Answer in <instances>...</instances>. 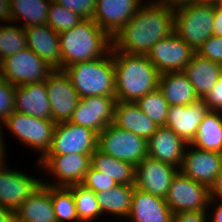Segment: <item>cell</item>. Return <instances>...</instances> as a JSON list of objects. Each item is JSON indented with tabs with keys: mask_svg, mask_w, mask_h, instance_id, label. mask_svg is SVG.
I'll return each instance as SVG.
<instances>
[{
	"mask_svg": "<svg viewBox=\"0 0 222 222\" xmlns=\"http://www.w3.org/2000/svg\"><path fill=\"white\" fill-rule=\"evenodd\" d=\"M174 32V8L148 2L112 38V50L147 55L158 41Z\"/></svg>",
	"mask_w": 222,
	"mask_h": 222,
	"instance_id": "obj_1",
	"label": "cell"
},
{
	"mask_svg": "<svg viewBox=\"0 0 222 222\" xmlns=\"http://www.w3.org/2000/svg\"><path fill=\"white\" fill-rule=\"evenodd\" d=\"M113 63L117 101L136 102L158 88L160 73L147 55L113 50Z\"/></svg>",
	"mask_w": 222,
	"mask_h": 222,
	"instance_id": "obj_2",
	"label": "cell"
},
{
	"mask_svg": "<svg viewBox=\"0 0 222 222\" xmlns=\"http://www.w3.org/2000/svg\"><path fill=\"white\" fill-rule=\"evenodd\" d=\"M62 70L76 63L105 56L112 38L93 19H82L70 30L59 33Z\"/></svg>",
	"mask_w": 222,
	"mask_h": 222,
	"instance_id": "obj_3",
	"label": "cell"
},
{
	"mask_svg": "<svg viewBox=\"0 0 222 222\" xmlns=\"http://www.w3.org/2000/svg\"><path fill=\"white\" fill-rule=\"evenodd\" d=\"M79 98L88 96L115 97L113 50L105 56L84 61L64 69Z\"/></svg>",
	"mask_w": 222,
	"mask_h": 222,
	"instance_id": "obj_4",
	"label": "cell"
},
{
	"mask_svg": "<svg viewBox=\"0 0 222 222\" xmlns=\"http://www.w3.org/2000/svg\"><path fill=\"white\" fill-rule=\"evenodd\" d=\"M215 3H187L174 8V32L195 52L213 36Z\"/></svg>",
	"mask_w": 222,
	"mask_h": 222,
	"instance_id": "obj_5",
	"label": "cell"
},
{
	"mask_svg": "<svg viewBox=\"0 0 222 222\" xmlns=\"http://www.w3.org/2000/svg\"><path fill=\"white\" fill-rule=\"evenodd\" d=\"M97 149L137 166L148 156L147 140L113 123L98 134Z\"/></svg>",
	"mask_w": 222,
	"mask_h": 222,
	"instance_id": "obj_6",
	"label": "cell"
},
{
	"mask_svg": "<svg viewBox=\"0 0 222 222\" xmlns=\"http://www.w3.org/2000/svg\"><path fill=\"white\" fill-rule=\"evenodd\" d=\"M12 131L23 144L36 149L42 159L52 146L56 123L49 119H40L25 113L12 112L2 123Z\"/></svg>",
	"mask_w": 222,
	"mask_h": 222,
	"instance_id": "obj_7",
	"label": "cell"
},
{
	"mask_svg": "<svg viewBox=\"0 0 222 222\" xmlns=\"http://www.w3.org/2000/svg\"><path fill=\"white\" fill-rule=\"evenodd\" d=\"M55 69L30 48L1 61L0 76L14 86L46 81Z\"/></svg>",
	"mask_w": 222,
	"mask_h": 222,
	"instance_id": "obj_8",
	"label": "cell"
},
{
	"mask_svg": "<svg viewBox=\"0 0 222 222\" xmlns=\"http://www.w3.org/2000/svg\"><path fill=\"white\" fill-rule=\"evenodd\" d=\"M165 200L173 214L207 210L209 188L178 171L171 181Z\"/></svg>",
	"mask_w": 222,
	"mask_h": 222,
	"instance_id": "obj_9",
	"label": "cell"
},
{
	"mask_svg": "<svg viewBox=\"0 0 222 222\" xmlns=\"http://www.w3.org/2000/svg\"><path fill=\"white\" fill-rule=\"evenodd\" d=\"M91 155L77 153L45 155L38 160L37 164L41 165L49 174H53L59 182H52L50 184L43 180V184L54 187H68L74 184H81L91 167Z\"/></svg>",
	"mask_w": 222,
	"mask_h": 222,
	"instance_id": "obj_10",
	"label": "cell"
},
{
	"mask_svg": "<svg viewBox=\"0 0 222 222\" xmlns=\"http://www.w3.org/2000/svg\"><path fill=\"white\" fill-rule=\"evenodd\" d=\"M98 134L90 128L70 121L56 123L52 146L46 155L93 154Z\"/></svg>",
	"mask_w": 222,
	"mask_h": 222,
	"instance_id": "obj_11",
	"label": "cell"
},
{
	"mask_svg": "<svg viewBox=\"0 0 222 222\" xmlns=\"http://www.w3.org/2000/svg\"><path fill=\"white\" fill-rule=\"evenodd\" d=\"M195 51L175 32L156 42L147 54L158 72L183 71L189 64Z\"/></svg>",
	"mask_w": 222,
	"mask_h": 222,
	"instance_id": "obj_12",
	"label": "cell"
},
{
	"mask_svg": "<svg viewBox=\"0 0 222 222\" xmlns=\"http://www.w3.org/2000/svg\"><path fill=\"white\" fill-rule=\"evenodd\" d=\"M47 94L55 123L69 121L80 100L69 76L55 69L46 79Z\"/></svg>",
	"mask_w": 222,
	"mask_h": 222,
	"instance_id": "obj_13",
	"label": "cell"
},
{
	"mask_svg": "<svg viewBox=\"0 0 222 222\" xmlns=\"http://www.w3.org/2000/svg\"><path fill=\"white\" fill-rule=\"evenodd\" d=\"M116 97L88 96L80 99L70 122L99 134L113 123Z\"/></svg>",
	"mask_w": 222,
	"mask_h": 222,
	"instance_id": "obj_14",
	"label": "cell"
},
{
	"mask_svg": "<svg viewBox=\"0 0 222 222\" xmlns=\"http://www.w3.org/2000/svg\"><path fill=\"white\" fill-rule=\"evenodd\" d=\"M0 166V205L16 211L43 184L25 173Z\"/></svg>",
	"mask_w": 222,
	"mask_h": 222,
	"instance_id": "obj_15",
	"label": "cell"
},
{
	"mask_svg": "<svg viewBox=\"0 0 222 222\" xmlns=\"http://www.w3.org/2000/svg\"><path fill=\"white\" fill-rule=\"evenodd\" d=\"M187 147L189 150L185 149L179 171L186 177L210 188L222 170V153L202 150L190 144Z\"/></svg>",
	"mask_w": 222,
	"mask_h": 222,
	"instance_id": "obj_16",
	"label": "cell"
},
{
	"mask_svg": "<svg viewBox=\"0 0 222 222\" xmlns=\"http://www.w3.org/2000/svg\"><path fill=\"white\" fill-rule=\"evenodd\" d=\"M178 171V168L170 164L147 156L136 166L135 187L165 198Z\"/></svg>",
	"mask_w": 222,
	"mask_h": 222,
	"instance_id": "obj_17",
	"label": "cell"
},
{
	"mask_svg": "<svg viewBox=\"0 0 222 222\" xmlns=\"http://www.w3.org/2000/svg\"><path fill=\"white\" fill-rule=\"evenodd\" d=\"M142 0H96L93 20L111 38L138 12Z\"/></svg>",
	"mask_w": 222,
	"mask_h": 222,
	"instance_id": "obj_18",
	"label": "cell"
},
{
	"mask_svg": "<svg viewBox=\"0 0 222 222\" xmlns=\"http://www.w3.org/2000/svg\"><path fill=\"white\" fill-rule=\"evenodd\" d=\"M208 110L203 99L188 105L169 106L165 126L170 128L187 144H190Z\"/></svg>",
	"mask_w": 222,
	"mask_h": 222,
	"instance_id": "obj_19",
	"label": "cell"
},
{
	"mask_svg": "<svg viewBox=\"0 0 222 222\" xmlns=\"http://www.w3.org/2000/svg\"><path fill=\"white\" fill-rule=\"evenodd\" d=\"M148 157L180 169L187 143L166 126H158L147 140Z\"/></svg>",
	"mask_w": 222,
	"mask_h": 222,
	"instance_id": "obj_20",
	"label": "cell"
},
{
	"mask_svg": "<svg viewBox=\"0 0 222 222\" xmlns=\"http://www.w3.org/2000/svg\"><path fill=\"white\" fill-rule=\"evenodd\" d=\"M27 47L54 69L62 70L59 34L48 24L24 28Z\"/></svg>",
	"mask_w": 222,
	"mask_h": 222,
	"instance_id": "obj_21",
	"label": "cell"
},
{
	"mask_svg": "<svg viewBox=\"0 0 222 222\" xmlns=\"http://www.w3.org/2000/svg\"><path fill=\"white\" fill-rule=\"evenodd\" d=\"M14 108L18 113H25L40 119L52 120V112L45 81L15 86Z\"/></svg>",
	"mask_w": 222,
	"mask_h": 222,
	"instance_id": "obj_22",
	"label": "cell"
},
{
	"mask_svg": "<svg viewBox=\"0 0 222 222\" xmlns=\"http://www.w3.org/2000/svg\"><path fill=\"white\" fill-rule=\"evenodd\" d=\"M128 218L132 222H172L173 212L165 198L135 187Z\"/></svg>",
	"mask_w": 222,
	"mask_h": 222,
	"instance_id": "obj_23",
	"label": "cell"
},
{
	"mask_svg": "<svg viewBox=\"0 0 222 222\" xmlns=\"http://www.w3.org/2000/svg\"><path fill=\"white\" fill-rule=\"evenodd\" d=\"M183 72L192 83L198 98L204 99L222 74V64L204 58L195 52Z\"/></svg>",
	"mask_w": 222,
	"mask_h": 222,
	"instance_id": "obj_24",
	"label": "cell"
},
{
	"mask_svg": "<svg viewBox=\"0 0 222 222\" xmlns=\"http://www.w3.org/2000/svg\"><path fill=\"white\" fill-rule=\"evenodd\" d=\"M113 124L148 140L158 126L140 110L136 102L116 101Z\"/></svg>",
	"mask_w": 222,
	"mask_h": 222,
	"instance_id": "obj_25",
	"label": "cell"
},
{
	"mask_svg": "<svg viewBox=\"0 0 222 222\" xmlns=\"http://www.w3.org/2000/svg\"><path fill=\"white\" fill-rule=\"evenodd\" d=\"M16 222H57L51 201V186L42 184L15 211Z\"/></svg>",
	"mask_w": 222,
	"mask_h": 222,
	"instance_id": "obj_26",
	"label": "cell"
},
{
	"mask_svg": "<svg viewBox=\"0 0 222 222\" xmlns=\"http://www.w3.org/2000/svg\"><path fill=\"white\" fill-rule=\"evenodd\" d=\"M158 89L169 106L188 105L199 100L192 83L183 71L161 73Z\"/></svg>",
	"mask_w": 222,
	"mask_h": 222,
	"instance_id": "obj_27",
	"label": "cell"
},
{
	"mask_svg": "<svg viewBox=\"0 0 222 222\" xmlns=\"http://www.w3.org/2000/svg\"><path fill=\"white\" fill-rule=\"evenodd\" d=\"M190 145L222 153V111L208 110Z\"/></svg>",
	"mask_w": 222,
	"mask_h": 222,
	"instance_id": "obj_28",
	"label": "cell"
},
{
	"mask_svg": "<svg viewBox=\"0 0 222 222\" xmlns=\"http://www.w3.org/2000/svg\"><path fill=\"white\" fill-rule=\"evenodd\" d=\"M91 166L103 172L117 184L135 185L136 166L102 153L96 149L91 155Z\"/></svg>",
	"mask_w": 222,
	"mask_h": 222,
	"instance_id": "obj_29",
	"label": "cell"
},
{
	"mask_svg": "<svg viewBox=\"0 0 222 222\" xmlns=\"http://www.w3.org/2000/svg\"><path fill=\"white\" fill-rule=\"evenodd\" d=\"M135 185L117 184L116 186L99 193L97 201L102 214H114L127 217L131 211L132 195Z\"/></svg>",
	"mask_w": 222,
	"mask_h": 222,
	"instance_id": "obj_30",
	"label": "cell"
},
{
	"mask_svg": "<svg viewBox=\"0 0 222 222\" xmlns=\"http://www.w3.org/2000/svg\"><path fill=\"white\" fill-rule=\"evenodd\" d=\"M12 23L25 20L22 27L45 25L51 0H10Z\"/></svg>",
	"mask_w": 222,
	"mask_h": 222,
	"instance_id": "obj_31",
	"label": "cell"
},
{
	"mask_svg": "<svg viewBox=\"0 0 222 222\" xmlns=\"http://www.w3.org/2000/svg\"><path fill=\"white\" fill-rule=\"evenodd\" d=\"M68 188L74 197L79 222H92L95 221L96 217L102 215L94 191L86 188L83 184L70 185Z\"/></svg>",
	"mask_w": 222,
	"mask_h": 222,
	"instance_id": "obj_32",
	"label": "cell"
},
{
	"mask_svg": "<svg viewBox=\"0 0 222 222\" xmlns=\"http://www.w3.org/2000/svg\"><path fill=\"white\" fill-rule=\"evenodd\" d=\"M136 104L157 126H165L169 105L158 88L142 96Z\"/></svg>",
	"mask_w": 222,
	"mask_h": 222,
	"instance_id": "obj_33",
	"label": "cell"
},
{
	"mask_svg": "<svg viewBox=\"0 0 222 222\" xmlns=\"http://www.w3.org/2000/svg\"><path fill=\"white\" fill-rule=\"evenodd\" d=\"M25 48L27 41L22 26L0 25V62Z\"/></svg>",
	"mask_w": 222,
	"mask_h": 222,
	"instance_id": "obj_34",
	"label": "cell"
},
{
	"mask_svg": "<svg viewBox=\"0 0 222 222\" xmlns=\"http://www.w3.org/2000/svg\"><path fill=\"white\" fill-rule=\"evenodd\" d=\"M51 201L54 207L57 222H79L74 197L68 187L51 186Z\"/></svg>",
	"mask_w": 222,
	"mask_h": 222,
	"instance_id": "obj_35",
	"label": "cell"
},
{
	"mask_svg": "<svg viewBox=\"0 0 222 222\" xmlns=\"http://www.w3.org/2000/svg\"><path fill=\"white\" fill-rule=\"evenodd\" d=\"M83 18L74 11L64 8L62 5L51 0L48 9L47 24L58 34L70 30L76 26Z\"/></svg>",
	"mask_w": 222,
	"mask_h": 222,
	"instance_id": "obj_36",
	"label": "cell"
},
{
	"mask_svg": "<svg viewBox=\"0 0 222 222\" xmlns=\"http://www.w3.org/2000/svg\"><path fill=\"white\" fill-rule=\"evenodd\" d=\"M81 184L95 193L106 191L117 185L113 179L103 172L94 169L92 166L89 168Z\"/></svg>",
	"mask_w": 222,
	"mask_h": 222,
	"instance_id": "obj_37",
	"label": "cell"
},
{
	"mask_svg": "<svg viewBox=\"0 0 222 222\" xmlns=\"http://www.w3.org/2000/svg\"><path fill=\"white\" fill-rule=\"evenodd\" d=\"M15 86L8 83L0 76V123L15 111L14 108Z\"/></svg>",
	"mask_w": 222,
	"mask_h": 222,
	"instance_id": "obj_38",
	"label": "cell"
},
{
	"mask_svg": "<svg viewBox=\"0 0 222 222\" xmlns=\"http://www.w3.org/2000/svg\"><path fill=\"white\" fill-rule=\"evenodd\" d=\"M77 13L83 19H93L96 0H53Z\"/></svg>",
	"mask_w": 222,
	"mask_h": 222,
	"instance_id": "obj_39",
	"label": "cell"
},
{
	"mask_svg": "<svg viewBox=\"0 0 222 222\" xmlns=\"http://www.w3.org/2000/svg\"><path fill=\"white\" fill-rule=\"evenodd\" d=\"M200 56L222 64V37H209L196 52Z\"/></svg>",
	"mask_w": 222,
	"mask_h": 222,
	"instance_id": "obj_40",
	"label": "cell"
},
{
	"mask_svg": "<svg viewBox=\"0 0 222 222\" xmlns=\"http://www.w3.org/2000/svg\"><path fill=\"white\" fill-rule=\"evenodd\" d=\"M203 100L209 110L222 111V74L218 78L216 85Z\"/></svg>",
	"mask_w": 222,
	"mask_h": 222,
	"instance_id": "obj_41",
	"label": "cell"
},
{
	"mask_svg": "<svg viewBox=\"0 0 222 222\" xmlns=\"http://www.w3.org/2000/svg\"><path fill=\"white\" fill-rule=\"evenodd\" d=\"M206 210L190 211L173 214L172 222H207Z\"/></svg>",
	"mask_w": 222,
	"mask_h": 222,
	"instance_id": "obj_42",
	"label": "cell"
},
{
	"mask_svg": "<svg viewBox=\"0 0 222 222\" xmlns=\"http://www.w3.org/2000/svg\"><path fill=\"white\" fill-rule=\"evenodd\" d=\"M210 200L222 201V170L209 188ZM219 199V200H218Z\"/></svg>",
	"mask_w": 222,
	"mask_h": 222,
	"instance_id": "obj_43",
	"label": "cell"
},
{
	"mask_svg": "<svg viewBox=\"0 0 222 222\" xmlns=\"http://www.w3.org/2000/svg\"><path fill=\"white\" fill-rule=\"evenodd\" d=\"M213 35L222 37V7L215 3Z\"/></svg>",
	"mask_w": 222,
	"mask_h": 222,
	"instance_id": "obj_44",
	"label": "cell"
},
{
	"mask_svg": "<svg viewBox=\"0 0 222 222\" xmlns=\"http://www.w3.org/2000/svg\"><path fill=\"white\" fill-rule=\"evenodd\" d=\"M0 21L7 23L12 21L10 0H0Z\"/></svg>",
	"mask_w": 222,
	"mask_h": 222,
	"instance_id": "obj_45",
	"label": "cell"
},
{
	"mask_svg": "<svg viewBox=\"0 0 222 222\" xmlns=\"http://www.w3.org/2000/svg\"><path fill=\"white\" fill-rule=\"evenodd\" d=\"M0 222H16L15 211L0 205Z\"/></svg>",
	"mask_w": 222,
	"mask_h": 222,
	"instance_id": "obj_46",
	"label": "cell"
},
{
	"mask_svg": "<svg viewBox=\"0 0 222 222\" xmlns=\"http://www.w3.org/2000/svg\"><path fill=\"white\" fill-rule=\"evenodd\" d=\"M210 205H217V207L215 206V208H213V210H215L213 211L214 214H212V217L210 218L211 222H222V201H219L217 204L216 200H209L208 207Z\"/></svg>",
	"mask_w": 222,
	"mask_h": 222,
	"instance_id": "obj_47",
	"label": "cell"
},
{
	"mask_svg": "<svg viewBox=\"0 0 222 222\" xmlns=\"http://www.w3.org/2000/svg\"><path fill=\"white\" fill-rule=\"evenodd\" d=\"M151 3L176 8L183 4H187L188 0H154V1H151Z\"/></svg>",
	"mask_w": 222,
	"mask_h": 222,
	"instance_id": "obj_48",
	"label": "cell"
},
{
	"mask_svg": "<svg viewBox=\"0 0 222 222\" xmlns=\"http://www.w3.org/2000/svg\"><path fill=\"white\" fill-rule=\"evenodd\" d=\"M1 127H3V125L0 123V166L3 165L4 163H6L4 161V156H5V147H4V144H3V130H1Z\"/></svg>",
	"mask_w": 222,
	"mask_h": 222,
	"instance_id": "obj_49",
	"label": "cell"
},
{
	"mask_svg": "<svg viewBox=\"0 0 222 222\" xmlns=\"http://www.w3.org/2000/svg\"><path fill=\"white\" fill-rule=\"evenodd\" d=\"M188 3H216V0H188Z\"/></svg>",
	"mask_w": 222,
	"mask_h": 222,
	"instance_id": "obj_50",
	"label": "cell"
},
{
	"mask_svg": "<svg viewBox=\"0 0 222 222\" xmlns=\"http://www.w3.org/2000/svg\"><path fill=\"white\" fill-rule=\"evenodd\" d=\"M222 0H216V4H219Z\"/></svg>",
	"mask_w": 222,
	"mask_h": 222,
	"instance_id": "obj_51",
	"label": "cell"
}]
</instances>
